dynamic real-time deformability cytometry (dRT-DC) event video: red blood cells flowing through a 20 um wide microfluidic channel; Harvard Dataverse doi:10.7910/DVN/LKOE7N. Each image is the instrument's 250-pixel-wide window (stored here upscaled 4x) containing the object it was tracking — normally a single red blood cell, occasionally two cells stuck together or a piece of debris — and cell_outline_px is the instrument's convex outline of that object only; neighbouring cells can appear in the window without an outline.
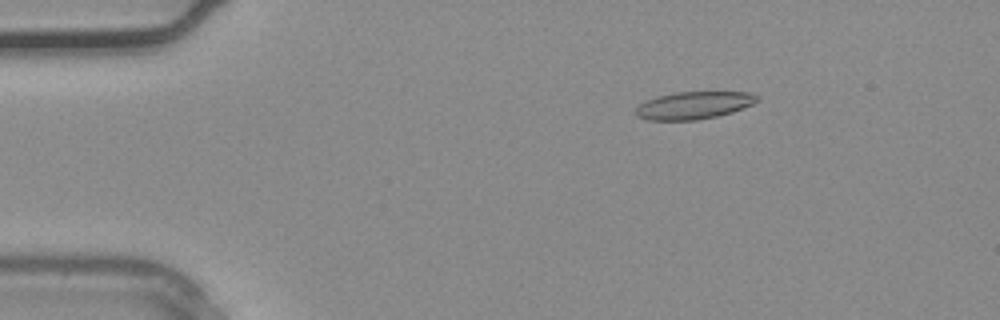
{"species": "common noctule bat (a hibernating species)", "species_latin": "Nyctalus noctula", "temperature_condition": "warm", "stored_images_in_passage": 29, "camera_frame_rate_fps": 3000, "um_per_image_px": 0.085, "animal": {"sex": "male", "body_mass_g": 20.4}, "frame": {"image": 1, "passage_image": 1, "time_ms": 0.0, "image_size_px": [1000, 320], "cell_outline_px": [[760, 100], [752, 104], [732, 112], [700, 120], [648, 120], [636, 116], [636, 108], [640, 104], [648, 100], [660, 96], [676, 92], [752, 92], [760, 96]], "centroid_in_image_um": [59.02, 8.95], "position_along_channel_um": 26.0, "area_um2": 19.36}}
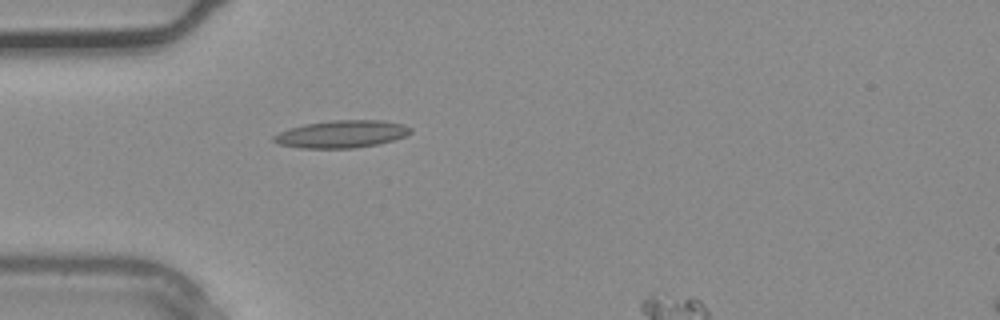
{"frame": {"image": 2, "passage_image": 6, "time_ms": 1.667, "image_size_px": [1000, 320], "cell_outline_px": [[412, 132], [404, 136], [380, 144], [352, 148], [300, 148], [280, 144], [272, 140], [272, 136], [288, 128], [304, 124], [332, 120], [384, 120], [404, 124], [412, 128]], "centroid_in_image_um": [29.05, 11.39], "position_along_channel_um": 56.0, "area_um2": 21.96}}
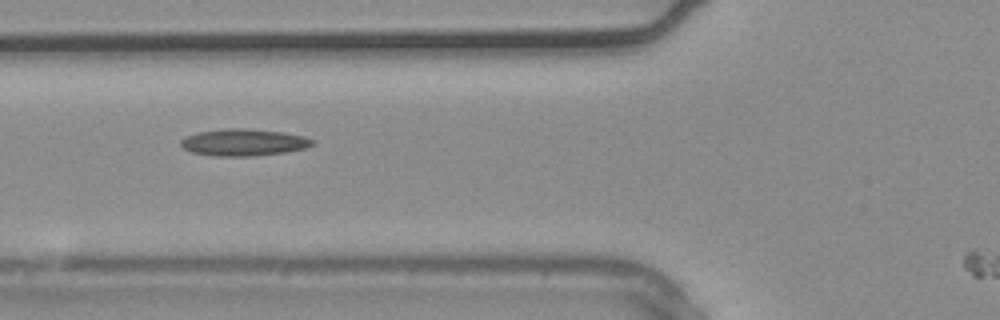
{"frame": {"image": 3, "passage_image": 9, "time_ms": 2.667, "image_size_px": [1000, 320], "cell_outline_px": [[316, 144], [304, 148], [284, 152], [252, 156], [216, 156], [192, 152], [184, 148], [180, 144], [180, 140], [184, 136], [196, 132], [228, 128], [244, 128], [284, 132], [304, 136], [316, 140]], "centroid_in_image_um": [20.71, 12.09], "position_along_channel_um": 105.1, "area_um2": 20.75}}